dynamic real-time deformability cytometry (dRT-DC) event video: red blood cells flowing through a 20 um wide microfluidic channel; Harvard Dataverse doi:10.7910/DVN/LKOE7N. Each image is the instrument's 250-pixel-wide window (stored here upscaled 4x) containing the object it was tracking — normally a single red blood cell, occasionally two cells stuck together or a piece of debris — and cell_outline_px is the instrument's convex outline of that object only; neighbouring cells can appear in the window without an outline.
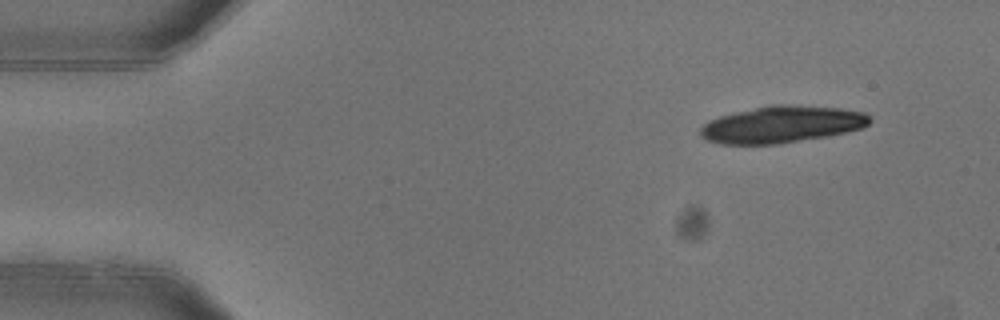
{"species": "common noctule bat (a hibernating species)", "species_latin": "Nyctalus noctula", "temperature_condition": "warm", "stored_images_in_passage": 5, "camera_frame_rate_fps": 3000, "um_per_image_px": 0.085, "animal": {"sex": "female"}, "frame": {"image": 1, "passage_image": 1, "time_ms": 0.0, "image_size_px": [1000, 320], "cell_outline_px": [[872, 120], [868, 124], [860, 128], [844, 132], [824, 136], [776, 144], [720, 144], [704, 140], [700, 136], [700, 128], [708, 120], [720, 116], [736, 112], [772, 104], [784, 104], [840, 108], [864, 112]], "centroid_in_image_um": [66.39, 10.57], "position_along_channel_um": 18.6, "area_um2": 36.07}}